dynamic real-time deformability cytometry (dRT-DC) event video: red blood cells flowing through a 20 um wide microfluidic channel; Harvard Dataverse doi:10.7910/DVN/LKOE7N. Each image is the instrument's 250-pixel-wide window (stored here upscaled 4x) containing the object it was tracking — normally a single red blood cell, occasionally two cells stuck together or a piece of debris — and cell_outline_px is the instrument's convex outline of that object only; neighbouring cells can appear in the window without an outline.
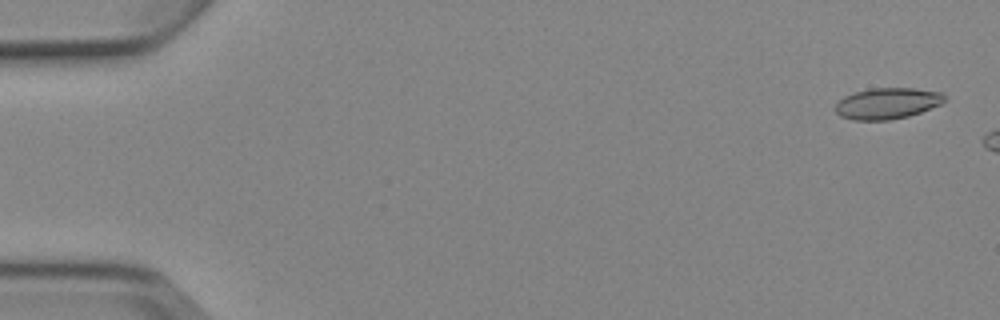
{"species": "Egyptian fruit bat (a non-hibernating species)", "species_latin": "Rousettus aegyptiacus", "temperature_condition": "cold", "stored_images_in_passage": 2, "camera_frame_rate_fps": 3000, "um_per_image_px": 0.085, "animal": {"sex": "female"}, "frame": {"image": 1, "passage_image": 1, "time_ms": 0.0, "image_size_px": [1000, 320], "cell_outline_px": [[944, 100], [940, 104], [920, 112], [908, 116], [888, 120], [852, 120], [840, 116], [836, 112], [836, 104], [844, 96], [856, 92], [872, 88], [912, 88], [944, 92]], "centroid_in_image_um": [75.41, 8.79], "position_along_channel_um": 9.6, "area_um2": 19.65}}